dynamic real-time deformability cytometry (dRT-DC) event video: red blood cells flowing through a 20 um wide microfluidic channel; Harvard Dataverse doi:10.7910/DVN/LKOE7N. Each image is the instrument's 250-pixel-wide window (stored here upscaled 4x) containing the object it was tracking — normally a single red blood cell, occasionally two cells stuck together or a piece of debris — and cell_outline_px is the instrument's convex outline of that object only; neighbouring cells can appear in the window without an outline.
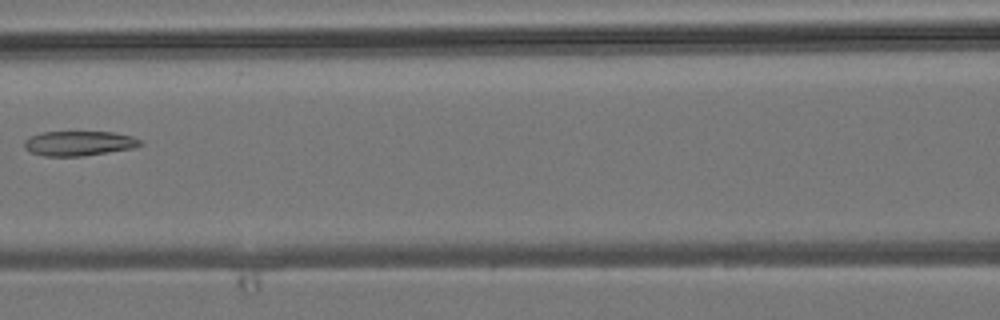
{"species": "common noctule bat (a hibernating species)", "species_latin": "Nyctalus noctula", "temperature_condition": "room temperature", "stored_images_in_passage": 7, "camera_frame_rate_fps": 3000, "um_per_image_px": 0.085, "animal": {"sex": "male", "body_mass_g": 19.2, "forearm_length_mm": 51.8}, "frame": {"image": 1, "passage_image": 7, "time_ms": 8.667, "image_size_px": [1000, 320], "cell_outline_px": [[144, 144], [132, 148], [84, 156], [44, 156], [28, 152], [24, 148], [24, 140], [40, 132], [112, 132], [132, 136], [140, 140]], "centroid_in_image_um": [6.68, 12.19], "position_along_channel_um": 159.9, "area_um2": 16.76}}